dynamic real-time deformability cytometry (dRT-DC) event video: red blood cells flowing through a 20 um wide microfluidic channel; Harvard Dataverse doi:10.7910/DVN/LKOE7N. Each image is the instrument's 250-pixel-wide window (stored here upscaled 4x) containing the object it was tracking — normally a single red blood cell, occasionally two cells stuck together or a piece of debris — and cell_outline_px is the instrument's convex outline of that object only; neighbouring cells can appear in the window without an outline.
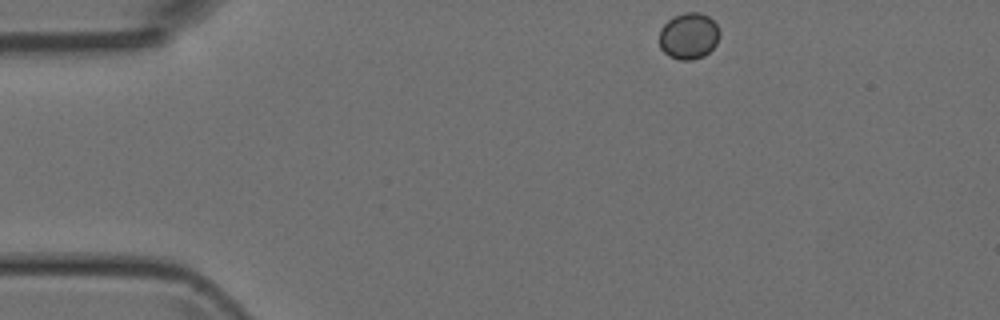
{"species": "Egyptian fruit bat (a non-hibernating species)", "species_latin": "Rousettus aegyptiacus", "temperature_condition": "room temperature", "stored_images_in_passage": 9, "camera_frame_rate_fps": 3000, "um_per_image_px": 0.085, "animal": {"sex": "female"}, "frame": {"image": 1, "passage_image": 1, "time_ms": 0.0, "image_size_px": [1000, 320], "cell_outline_px": [[720, 36], [716, 44], [704, 56], [692, 60], [680, 60], [668, 56], [660, 48], [660, 28], [672, 16], [684, 12], [700, 12], [708, 16], [716, 24], [720, 32]], "centroid_in_image_um": [58.54, 3.05], "position_along_channel_um": 26.5, "area_um2": 16.47}}